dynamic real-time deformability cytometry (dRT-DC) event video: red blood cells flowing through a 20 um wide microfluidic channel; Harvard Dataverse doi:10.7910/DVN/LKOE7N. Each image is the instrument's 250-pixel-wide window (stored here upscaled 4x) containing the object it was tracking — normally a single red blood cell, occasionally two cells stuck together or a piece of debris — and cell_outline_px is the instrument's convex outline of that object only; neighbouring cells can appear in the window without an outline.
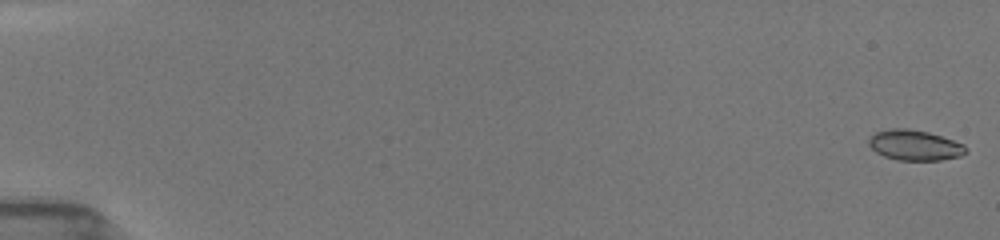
{"species": "common noctule bat (a hibernating species)", "species_latin": "Nyctalus noctula", "temperature_condition": "room temperature", "stored_images_in_passage": 53, "camera_frame_rate_fps": 3000, "um_per_image_px": 0.085, "animal": {"sex": "female", "body_mass_g": 19.5, "forearm_length_mm": 54.1}, "frame": {"image": 1, "passage_image": 1, "time_ms": 0.0, "image_size_px": [1000, 240], "cell_outline_px": [[968, 152], [960, 156], [940, 160], [896, 160], [884, 156], [876, 152], [868, 144], [868, 140], [876, 132], [892, 128], [904, 128], [928, 132], [964, 144], [968, 148]], "centroid_in_image_um": [77.76, 12.35], "position_along_channel_um": 7.2, "area_um2": 17.11}}
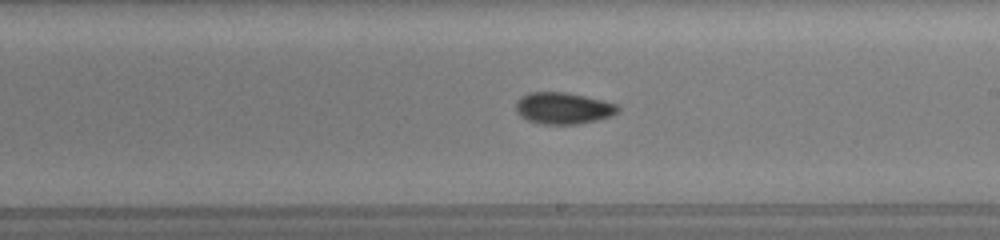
{"frame": {"image": 2, "passage_image": 32, "time_ms": 10.333, "image_size_px": [1000, 240], "cell_outline_px": [[620, 108], [612, 116], [580, 124], [540, 124], [528, 120], [520, 116], [516, 112], [516, 100], [528, 92], [564, 92], [604, 100], [616, 104]], "centroid_in_image_um": [47.85, 9.2], "position_along_channel_um": 241.1, "area_um2": 18.84}}
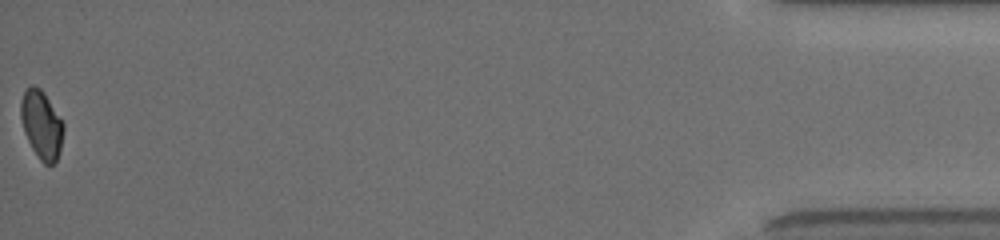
{"frame": {"image": 3, "passage_image": 53, "time_ms": 17.333, "image_size_px": [1000, 240], "cell_outline_px": [[64, 128], [60, 148], [56, 160], [52, 164], [44, 164], [40, 160], [32, 148], [24, 132], [20, 116], [20, 100], [24, 92], [32, 84], [40, 88], [44, 92], [64, 124]], "centroid_in_image_um": [3.51, 10.58], "position_along_channel_um": 431.7, "area_um2": 16.82}, "authors_computed_cell_mechanics": {"area_um2": 17.5712, "velocity_mm_per_s": 3.9747, "shape_relaxation_time_tau1_ms": null, "shape_relaxation_time_tau2_ms": 6.3047, "deformation_change_tau1": null, "deformation_change_tau2": 0.0744}}